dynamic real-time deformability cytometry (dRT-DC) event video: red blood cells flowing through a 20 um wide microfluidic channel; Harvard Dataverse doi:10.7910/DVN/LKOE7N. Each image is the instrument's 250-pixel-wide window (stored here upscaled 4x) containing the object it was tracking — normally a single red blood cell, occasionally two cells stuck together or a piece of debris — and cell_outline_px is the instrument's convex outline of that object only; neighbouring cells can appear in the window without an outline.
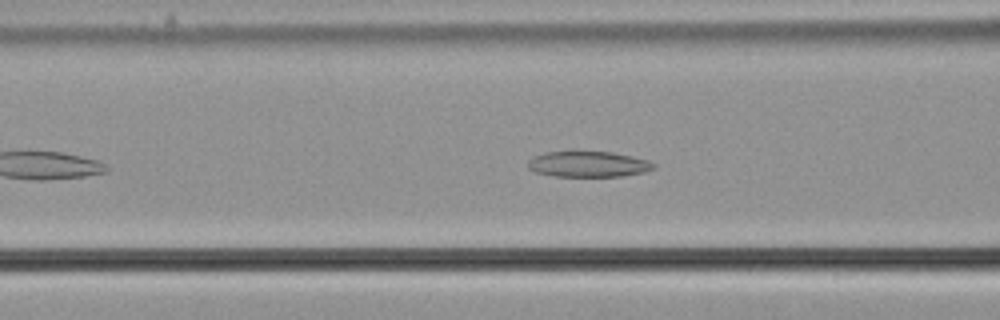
{"species": "common noctule bat (a hibernating species)", "species_latin": "Nyctalus noctula", "temperature_condition": "cold", "stored_images_in_passage": 45, "camera_frame_rate_fps": 3000, "um_per_image_px": 0.085, "animal": {"sex": "male", "body_mass_g": 21.5, "forearm_length_mm": 52.0}, "frame": {"image": 1, "passage_image": 11, "time_ms": 3.333, "image_size_px": [1000, 320], "cell_outline_px": [[656, 168], [644, 172], [624, 176], [556, 176], [536, 172], [528, 168], [528, 160], [532, 156], [544, 152], [572, 148], [612, 152], [632, 156], [648, 160], [656, 164]], "centroid_in_image_um": [49.97, 13.9], "position_along_channel_um": 116.6, "area_um2": 19.83}}
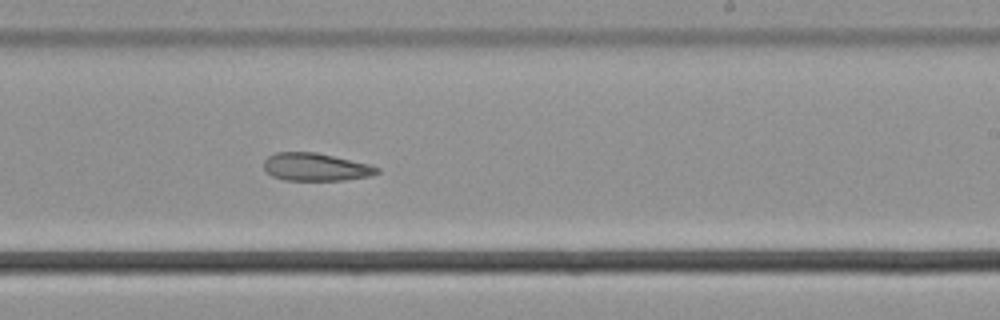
{"frame": {"image": 2, "passage_image": 23, "time_ms": 7.333, "image_size_px": [1000, 320], "cell_outline_px": [[380, 172], [368, 176], [344, 180], [284, 180], [272, 176], [264, 168], [264, 160], [268, 156], [276, 152], [316, 152], [368, 164], [380, 168]], "centroid_in_image_um": [26.81, 14.19], "position_along_channel_um": 262.2, "area_um2": 18.21}}
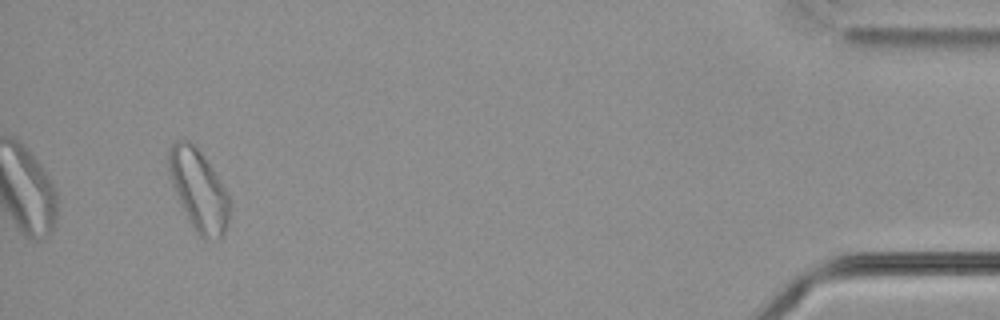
{"frame": {"image": 3, "passage_image": 42, "time_ms": 13.667, "image_size_px": [1000, 320], "cell_outline_px": [[228, 228], [224, 236], [220, 240], [204, 240], [196, 232], [188, 220], [180, 204], [172, 184], [168, 168], [168, 148], [176, 140], [188, 140], [200, 152], [224, 188], [228, 196]], "centroid_in_image_um": [16.86, 16.22], "position_along_channel_um": 418.3, "area_um2": 28.44}}